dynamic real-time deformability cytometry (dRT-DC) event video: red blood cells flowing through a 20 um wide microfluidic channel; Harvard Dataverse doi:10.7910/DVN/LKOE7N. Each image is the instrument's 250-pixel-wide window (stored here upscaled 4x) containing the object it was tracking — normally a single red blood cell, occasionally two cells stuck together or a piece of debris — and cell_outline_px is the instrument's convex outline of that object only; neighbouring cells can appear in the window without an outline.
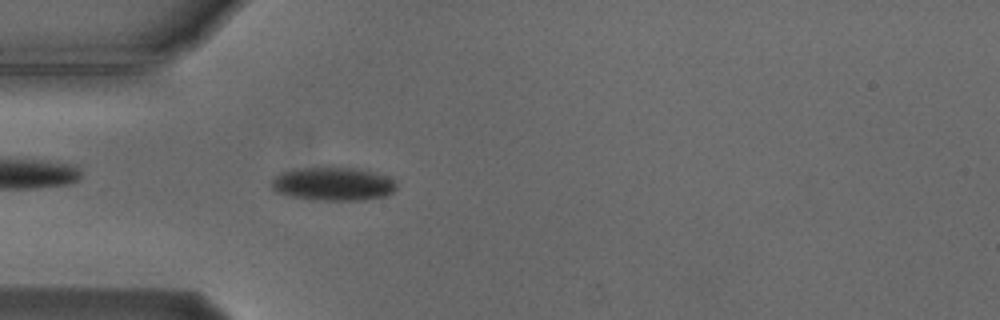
{"species": "Egyptian fruit bat (a non-hibernating species)", "species_latin": "Rousettus aegyptiacus", "temperature_condition": "cold", "stored_images_in_passage": 53, "camera_frame_rate_fps": 3000, "um_per_image_px": 0.085, "animal": {"sex": "male"}, "frame": {"image": 1, "passage_image": 14, "time_ms": 4.333, "image_size_px": [1000, 320], "cell_outline_px": [[396, 188], [392, 192], [384, 196], [368, 200], [312, 200], [292, 196], [276, 192], [272, 188], [272, 180], [280, 172], [296, 168], [352, 168], [372, 172], [384, 176], [392, 180], [396, 184]], "centroid_in_image_um": [28.27, 15.65], "position_along_channel_um": 56.7, "area_um2": 24.04}}
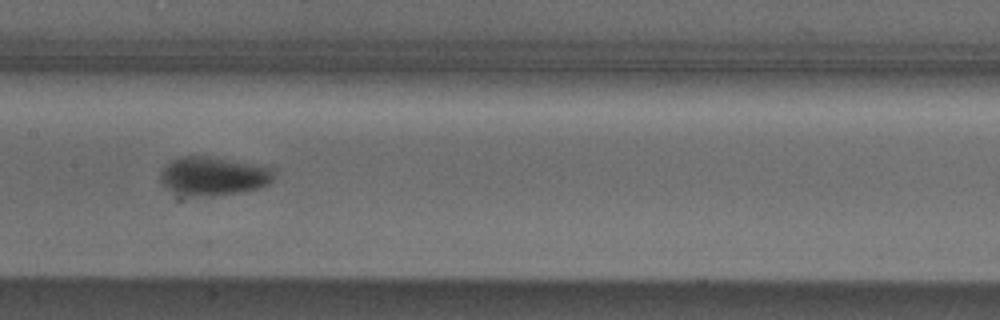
{"frame": {"image": 2, "passage_image": 25, "time_ms": 8.0, "image_size_px": [1000, 320], "cell_outline_px": [[276, 168], [272, 180], [268, 184], [260, 188], [240, 192], [212, 196], [188, 196], [172, 192], [160, 184], [160, 172], [172, 160], [180, 156], [200, 156]], "centroid_in_image_um": [18.1, 15.0], "position_along_channel_um": 189.3, "area_um2": 25.43}}
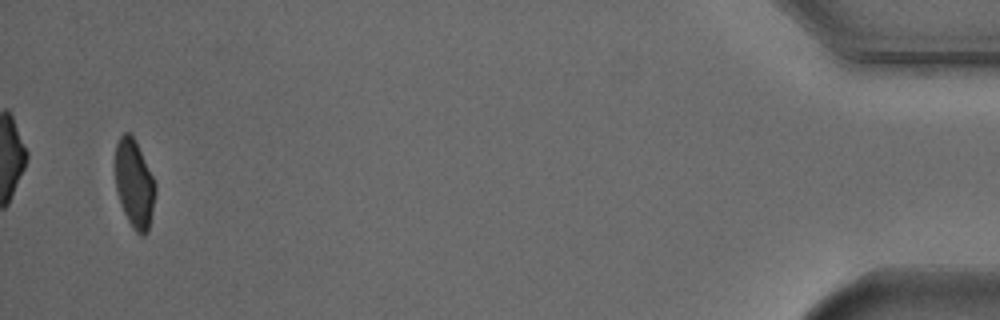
{"frame": {"image": 3, "passage_image": 51, "time_ms": 16.667, "image_size_px": [1000, 320], "cell_outline_px": [[156, 192], [148, 232], [144, 236], [140, 236], [136, 232], [128, 220], [120, 204], [116, 188], [116, 144], [120, 136], [124, 132], [128, 132], [136, 140], [156, 184]], "centroid_in_image_um": [11.43, 15.63], "position_along_channel_um": 423.8, "area_um2": 20.58}, "authors_computed_cell_mechanics": {"area_um2": 22.9466, "velocity_mm_per_s": 3.7358, "shape_relaxation_time_tau1_ms": 3.4897, "shape_relaxation_time_tau2_ms": null, "deformation_change_tau1": 0.1165, "deformation_change_tau2": null}}